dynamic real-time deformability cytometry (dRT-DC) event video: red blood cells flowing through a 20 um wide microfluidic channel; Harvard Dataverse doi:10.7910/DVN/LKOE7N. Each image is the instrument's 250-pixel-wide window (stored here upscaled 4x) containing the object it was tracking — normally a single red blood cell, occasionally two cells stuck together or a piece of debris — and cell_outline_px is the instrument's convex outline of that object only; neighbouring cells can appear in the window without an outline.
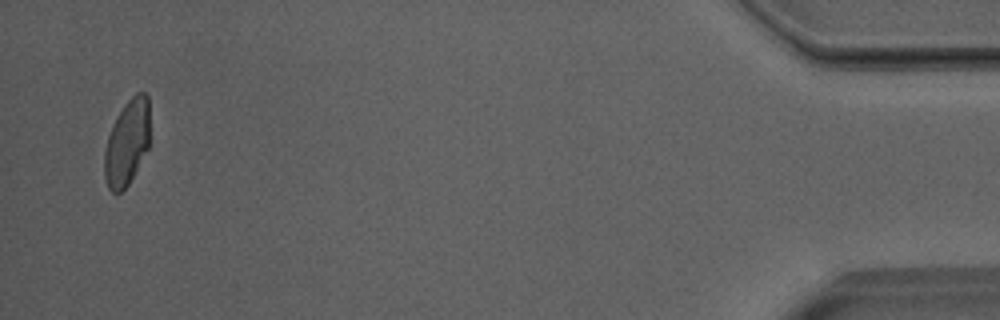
{"species": "Egyptian fruit bat (a non-hibernating species)", "species_latin": "Rousettus aegyptiacus", "temperature_condition": "room temperature", "stored_images_in_passage": 15, "camera_frame_rate_fps": 3000, "um_per_image_px": 0.085, "animal": {"sex": "male"}, "frame": {"image": 1, "passage_image": 15, "time_ms": 17.0, "image_size_px": [1000, 320], "cell_outline_px": [[148, 148], [128, 184], [120, 192], [112, 192], [108, 188], [104, 176], [104, 152], [108, 136], [124, 104], [136, 92], [144, 92], [148, 96]], "centroid_in_image_um": [10.78, 12.13], "position_along_channel_um": 424.4, "area_um2": 22.14}, "authors_computed_cell_mechanics": {"area_um2": 21.1548, "velocity_mm_per_s": 3.9841, "shape_relaxation_time_tau1_ms": null, "shape_relaxation_time_tau2_ms": 1.0046, "deformation_change_tau1": null, "deformation_change_tau2": 0.0431}}